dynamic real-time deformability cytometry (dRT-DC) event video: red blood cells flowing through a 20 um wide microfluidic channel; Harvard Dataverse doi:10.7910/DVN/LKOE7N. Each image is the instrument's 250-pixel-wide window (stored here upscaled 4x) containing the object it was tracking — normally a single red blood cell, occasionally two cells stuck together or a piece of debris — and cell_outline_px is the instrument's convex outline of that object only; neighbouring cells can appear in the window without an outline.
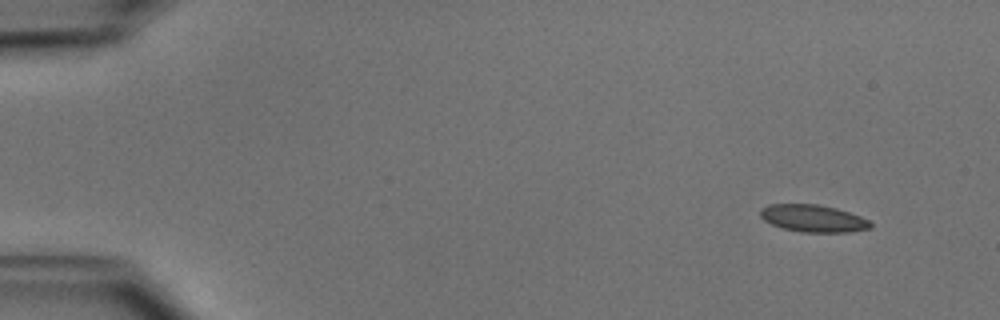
{"species": "common noctule bat (a hibernating species)", "species_latin": "Nyctalus noctula", "temperature_condition": "cold", "stored_images_in_passage": 47, "camera_frame_rate_fps": 3000, "um_per_image_px": 0.085, "animal": {"sex": "male", "body_mass_g": 15.6}, "frame": {"image": 1, "passage_image": 1, "time_ms": 0.0, "image_size_px": [1000, 320], "cell_outline_px": [[872, 228], [848, 232], [800, 232], [784, 228], [772, 224], [764, 220], [760, 216], [760, 208], [768, 204], [816, 204], [836, 208], [860, 216], [868, 220], [872, 224]], "centroid_in_image_um": [69.1, 18.56], "position_along_channel_um": 15.9, "area_um2": 17.46}}
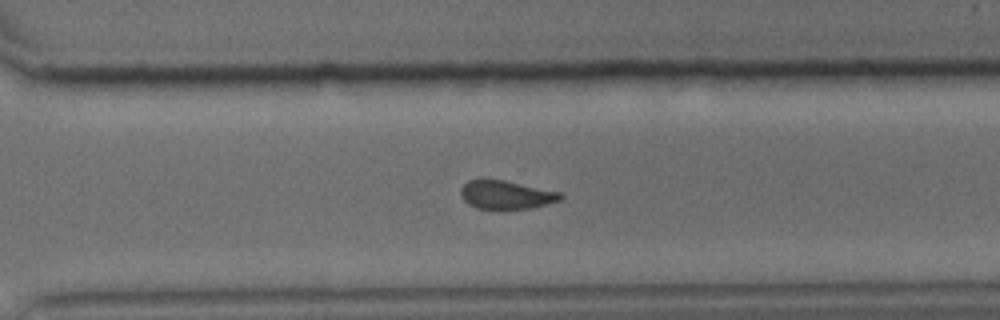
{"frame": {"image": 2, "passage_image": 33, "time_ms": 10.667, "image_size_px": [1000, 320], "cell_outline_px": [[564, 196], [560, 200], [532, 208], [476, 208], [468, 204], [460, 196], [460, 188], [468, 180], [504, 180], [560, 192]], "centroid_in_image_um": [43.01, 16.55], "position_along_channel_um": 327.6, "area_um2": 16.3}}
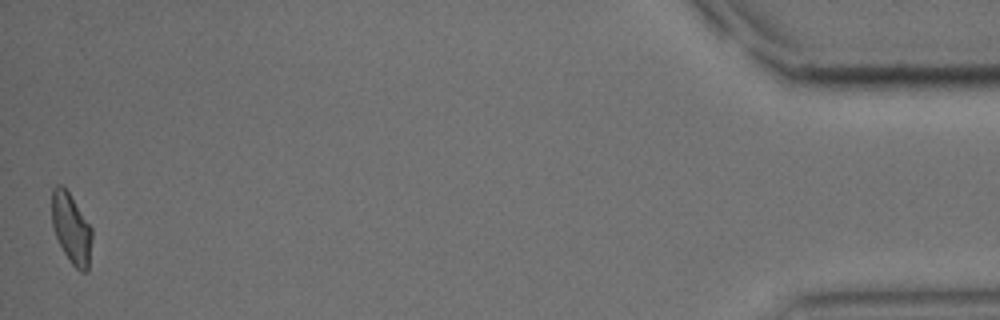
{"frame": {"image": 3, "passage_image": 47, "time_ms": 15.333, "image_size_px": [1000, 320], "cell_outline_px": [[92, 236], [88, 272], [80, 272], [72, 264], [64, 252], [56, 236], [52, 224], [52, 188], [56, 184], [60, 184], [68, 192], [92, 228]], "centroid_in_image_um": [6.06, 19.44], "position_along_channel_um": 429.1, "area_um2": 16.24}, "authors_computed_cell_mechanics": {"area_um2": 17.4556, "velocity_mm_per_s": 3.9912, "shape_relaxation_time_tau1_ms": 4.1402, "shape_relaxation_time_tau2_ms": 1.4102, "deformation_change_tau1": 0.1031, "deformation_change_tau2": 0.0567}}